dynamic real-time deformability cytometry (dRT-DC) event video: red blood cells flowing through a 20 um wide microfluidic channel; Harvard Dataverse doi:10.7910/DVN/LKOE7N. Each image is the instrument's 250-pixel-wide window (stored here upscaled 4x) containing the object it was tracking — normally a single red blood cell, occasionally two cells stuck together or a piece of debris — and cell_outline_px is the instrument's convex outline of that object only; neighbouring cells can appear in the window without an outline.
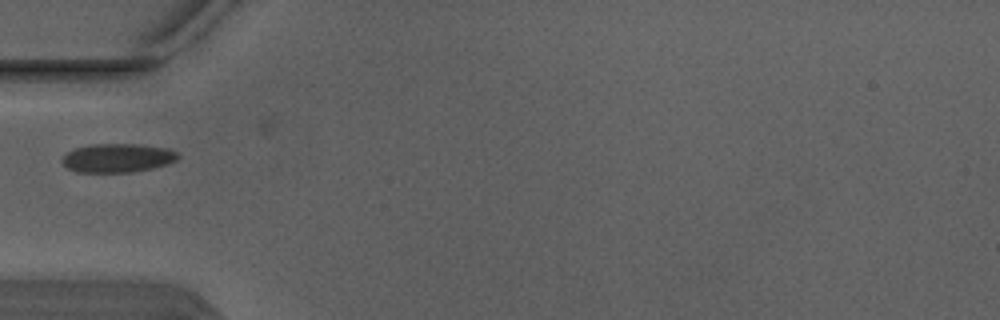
{"species": "Egyptian fruit bat (a non-hibernating species)", "species_latin": "Rousettus aegyptiacus", "temperature_condition": "warm", "stored_images_in_passage": 3, "camera_frame_rate_fps": 3000, "um_per_image_px": 0.085, "animal": {"sex": "male"}, "frame": {"image": 1, "passage_image": 2, "time_ms": 0.333, "image_size_px": [1000, 320], "cell_outline_px": [[180, 156], [176, 160], [152, 168], [132, 172], [76, 172], [68, 168], [60, 160], [68, 152], [76, 148], [92, 144], [140, 144], [168, 148], [176, 152]], "centroid_in_image_um": [9.99, 13.42], "position_along_channel_um": 75.0, "area_um2": 19.31}}
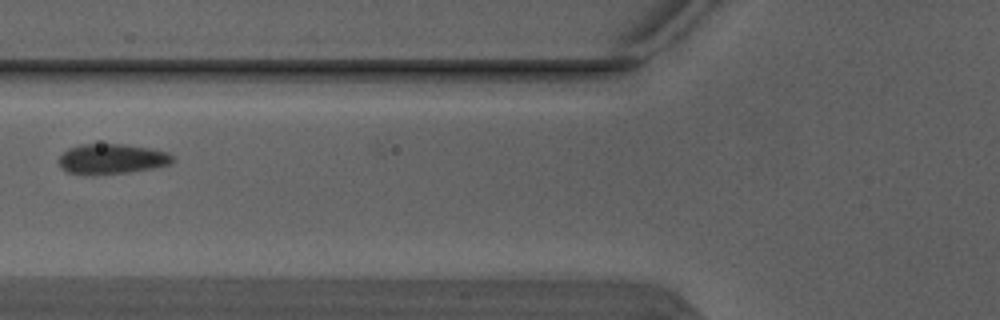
{"frame": {"image": 2, "passage_image": 3, "time_ms": 0.667, "image_size_px": [1000, 320], "cell_outline_px": [[176, 160], [168, 164], [152, 168], [128, 172], [92, 176], [68, 172], [60, 164], [60, 156], [68, 148], [80, 144], [124, 144], [152, 148], [168, 152]], "centroid_in_image_um": [9.52, 13.51], "position_along_channel_um": 116.3, "area_um2": 20.06}}